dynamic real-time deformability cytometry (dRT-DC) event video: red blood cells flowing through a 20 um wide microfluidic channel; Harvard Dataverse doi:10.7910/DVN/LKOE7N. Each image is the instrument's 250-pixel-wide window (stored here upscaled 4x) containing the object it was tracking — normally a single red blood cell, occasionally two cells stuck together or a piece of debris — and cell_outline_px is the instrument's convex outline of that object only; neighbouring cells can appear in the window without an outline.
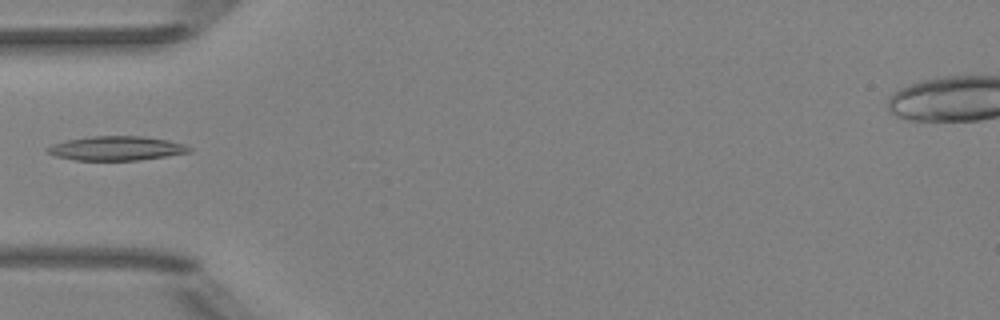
{"species": "Egyptian fruit bat (a non-hibernating species)", "species_latin": "Rousettus aegyptiacus", "temperature_condition": "room temperature", "stored_images_in_passage": 4, "camera_frame_rate_fps": 3000, "um_per_image_px": 0.085, "animal": {"sex": "female"}, "frame": {"image": 1, "passage_image": 4, "time_ms": 4.333, "image_size_px": [1000, 320], "cell_outline_px": [[192, 152], [140, 160], [76, 160], [56, 156], [48, 152], [44, 148], [52, 144], [68, 140], [92, 136], [144, 136], [168, 140], [184, 144], [192, 148]], "centroid_in_image_um": [9.92, 12.6], "position_along_channel_um": 75.1, "area_um2": 20.0}}